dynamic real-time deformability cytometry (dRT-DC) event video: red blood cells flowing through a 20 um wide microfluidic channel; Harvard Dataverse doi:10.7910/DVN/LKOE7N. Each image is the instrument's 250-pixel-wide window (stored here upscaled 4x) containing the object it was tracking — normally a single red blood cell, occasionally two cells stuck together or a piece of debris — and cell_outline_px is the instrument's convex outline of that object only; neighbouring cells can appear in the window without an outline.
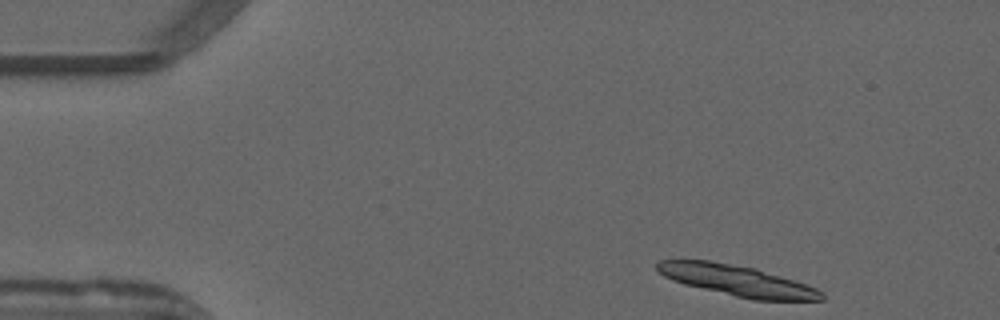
{"species": "common noctule bat (a hibernating species)", "species_latin": "Nyctalus noctula", "temperature_condition": "warm", "stored_images_in_passage": 38, "segment_of_instrument_passage": [1, 2], "camera_frame_rate_fps": 3000, "um_per_image_px": 0.085, "animal": {"sex": "male", "forearm_length_mm": 52.5}, "frame": {"image": 1, "passage_image": 1, "time_ms": 0.0, "image_size_px": [1000, 320], "cell_outline_px": [[824, 300], [752, 300], [684, 284], [672, 280], [664, 276], [656, 268], [656, 264], [660, 260], [708, 260], [756, 268], [816, 288], [824, 292]], "centroid_in_image_um": [62.65, 23.85], "position_along_channel_um": 22.4, "area_um2": 29.19}}